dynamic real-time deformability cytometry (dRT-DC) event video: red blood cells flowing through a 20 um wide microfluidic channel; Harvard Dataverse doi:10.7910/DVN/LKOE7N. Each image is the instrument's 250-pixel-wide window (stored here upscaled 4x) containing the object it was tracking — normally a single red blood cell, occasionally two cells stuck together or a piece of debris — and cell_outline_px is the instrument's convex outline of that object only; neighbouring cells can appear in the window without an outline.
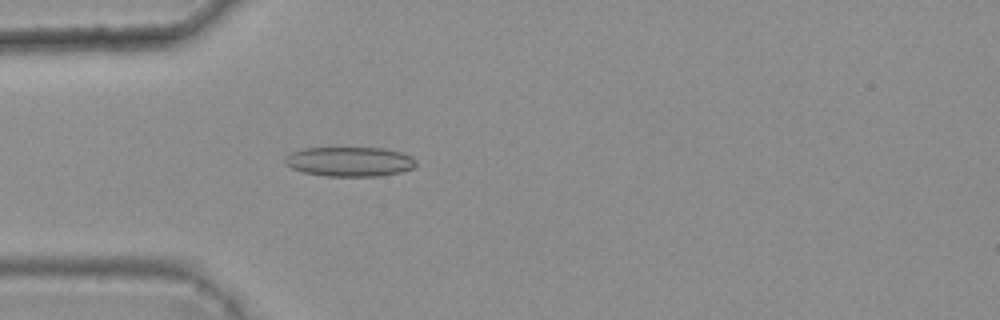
{"species": "common noctule bat (a hibernating species)", "species_latin": "Nyctalus noctula", "temperature_condition": "warm", "stored_images_in_passage": 3, "camera_frame_rate_fps": 3000, "um_per_image_px": 0.085, "animal": {"sex": "female", "body_mass_g": 25.1}, "frame": {"image": 1, "passage_image": 3, "time_ms": 0.667, "image_size_px": [1000, 320], "cell_outline_px": [[416, 164], [412, 168], [400, 172], [380, 176], [324, 176], [304, 172], [292, 168], [284, 164], [284, 156], [292, 152], [304, 148], [384, 148], [400, 152], [412, 156], [416, 160]], "centroid_in_image_um": [29.7, 13.74], "position_along_channel_um": 55.3, "area_um2": 22.66}}